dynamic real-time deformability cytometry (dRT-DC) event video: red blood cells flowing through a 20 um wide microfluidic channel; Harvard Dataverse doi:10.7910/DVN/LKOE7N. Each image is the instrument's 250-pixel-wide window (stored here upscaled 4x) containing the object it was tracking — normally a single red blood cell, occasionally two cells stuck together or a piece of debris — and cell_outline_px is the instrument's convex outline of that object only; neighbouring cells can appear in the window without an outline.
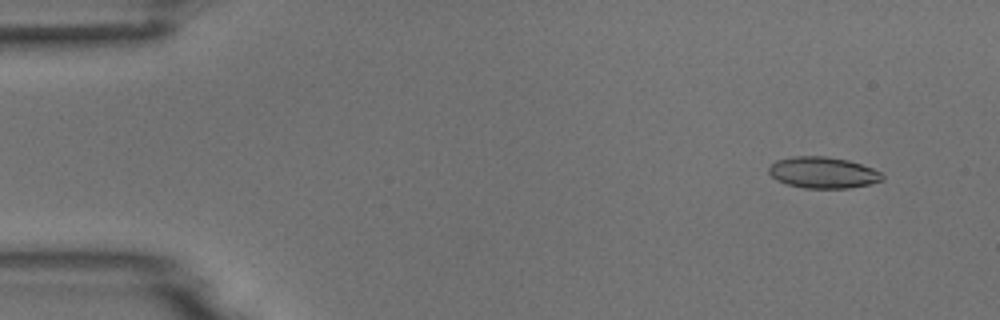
{"species": "common noctule bat (a hibernating species)", "species_latin": "Nyctalus noctula", "temperature_condition": "room temperature", "stored_images_in_passage": 5, "camera_frame_rate_fps": 3000, "um_per_image_px": 0.085, "animal": {"sex": "male", "body_mass_g": 18.8}, "frame": {"image": 1, "passage_image": 2, "time_ms": 1.0, "image_size_px": [1000, 320], "cell_outline_px": [[884, 180], [868, 184], [848, 188], [804, 188], [788, 184], [776, 180], [768, 172], [768, 168], [776, 160], [792, 156], [824, 156], [848, 160], [872, 168], [880, 172], [884, 176]], "centroid_in_image_um": [69.94, 14.66], "position_along_channel_um": 15.1, "area_um2": 20.63}}
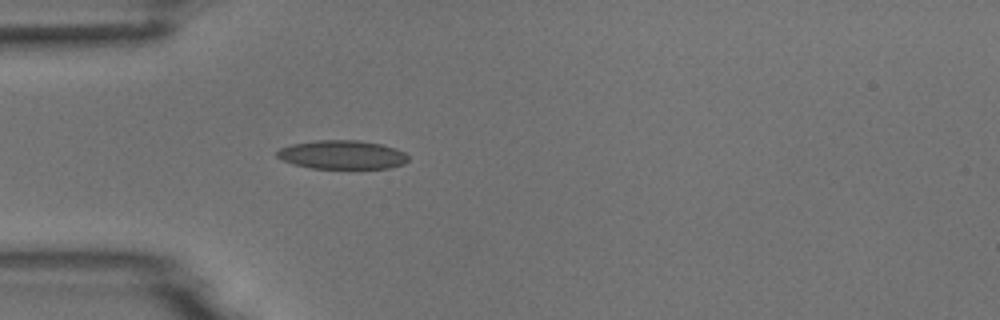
{"frame": {"image": 2, "passage_image": 5, "time_ms": 4.667, "image_size_px": [1000, 320], "cell_outline_px": [[408, 160], [404, 164], [388, 168], [312, 168], [292, 164], [276, 156], [276, 152], [280, 148], [292, 144], [316, 140], [356, 140], [380, 144], [396, 148], [404, 152], [408, 156]], "centroid_in_image_um": [29.08, 13.15], "position_along_channel_um": 55.9, "area_um2": 21.91}}